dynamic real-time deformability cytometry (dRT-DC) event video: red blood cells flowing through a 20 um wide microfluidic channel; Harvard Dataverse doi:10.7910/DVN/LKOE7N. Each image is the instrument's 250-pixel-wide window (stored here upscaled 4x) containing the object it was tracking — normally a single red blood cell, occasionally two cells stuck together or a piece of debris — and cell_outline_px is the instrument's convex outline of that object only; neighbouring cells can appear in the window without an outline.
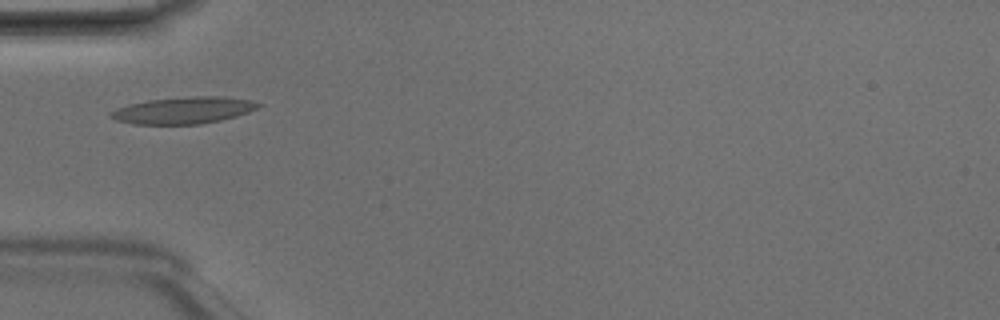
{"species": "Egyptian fruit bat (a non-hibernating species)", "species_latin": "Rousettus aegyptiacus", "temperature_condition": "room temperature", "stored_images_in_passage": 4, "camera_frame_rate_fps": 3000, "um_per_image_px": 0.085, "animal": {"sex": "male"}, "frame": {"image": 1, "passage_image": 3, "time_ms": 0.667, "image_size_px": [1000, 320], "cell_outline_px": [[264, 104], [260, 108], [236, 116], [220, 120], [200, 124], [132, 124], [116, 120], [108, 116], [108, 112], [116, 108], [128, 104], [148, 100], [188, 96], [224, 96], [248, 100]], "centroid_in_image_um": [15.58, 9.37], "position_along_channel_um": 69.4, "area_um2": 23.24}}